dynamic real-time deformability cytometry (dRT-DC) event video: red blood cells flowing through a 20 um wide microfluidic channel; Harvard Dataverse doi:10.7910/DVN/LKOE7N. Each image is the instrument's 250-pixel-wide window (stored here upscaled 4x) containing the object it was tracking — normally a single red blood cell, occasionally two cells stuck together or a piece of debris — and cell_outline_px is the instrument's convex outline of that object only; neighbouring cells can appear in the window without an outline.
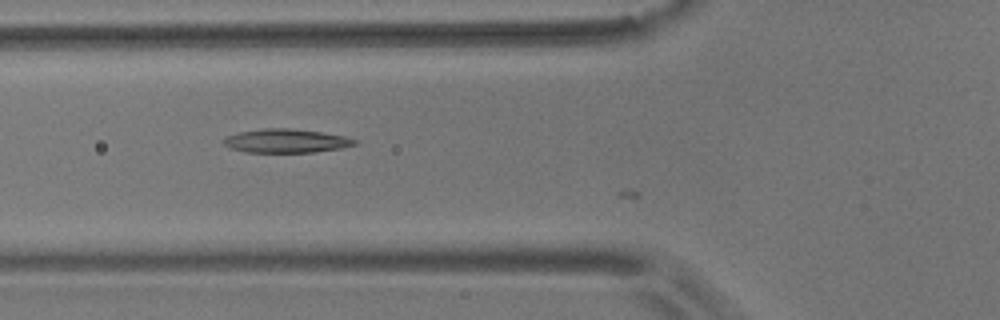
{"species": "common noctule bat (a hibernating species)", "species_latin": "Nyctalus noctula", "temperature_condition": "room temperature", "stored_images_in_passage": 11, "camera_frame_rate_fps": 3000, "um_per_image_px": 0.085, "animal": {"sex": "male", "body_mass_g": 17.9}, "frame": {"image": 1, "passage_image": 9, "time_ms": 2.667, "image_size_px": [1000, 320], "cell_outline_px": [[356, 144], [340, 148], [316, 152], [244, 152], [228, 148], [224, 144], [224, 140], [228, 136], [240, 132], [264, 128], [292, 128], [320, 132], [344, 136], [356, 140]], "centroid_in_image_um": [24.3, 11.98], "position_along_channel_um": 101.5, "area_um2": 17.98}}